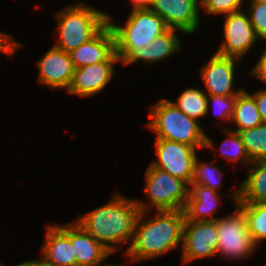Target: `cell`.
<instances>
[{
    "label": "cell",
    "instance_id": "6da1fadb",
    "mask_svg": "<svg viewBox=\"0 0 266 266\" xmlns=\"http://www.w3.org/2000/svg\"><path fill=\"white\" fill-rule=\"evenodd\" d=\"M140 213L136 200L117 193L109 203L81 215L75 222L113 253L118 245L132 242Z\"/></svg>",
    "mask_w": 266,
    "mask_h": 266
},
{
    "label": "cell",
    "instance_id": "7a4b0ae2",
    "mask_svg": "<svg viewBox=\"0 0 266 266\" xmlns=\"http://www.w3.org/2000/svg\"><path fill=\"white\" fill-rule=\"evenodd\" d=\"M149 220L142 211L135 224V232L125 255L133 261L148 260L167 254L182 242L185 220L183 210H160Z\"/></svg>",
    "mask_w": 266,
    "mask_h": 266
},
{
    "label": "cell",
    "instance_id": "3957f363",
    "mask_svg": "<svg viewBox=\"0 0 266 266\" xmlns=\"http://www.w3.org/2000/svg\"><path fill=\"white\" fill-rule=\"evenodd\" d=\"M148 124L153 132H156L155 139H164L187 144L194 148H211L212 140L200 127V123L188 117L170 100L161 99L157 104L152 105Z\"/></svg>",
    "mask_w": 266,
    "mask_h": 266
},
{
    "label": "cell",
    "instance_id": "277c9868",
    "mask_svg": "<svg viewBox=\"0 0 266 266\" xmlns=\"http://www.w3.org/2000/svg\"><path fill=\"white\" fill-rule=\"evenodd\" d=\"M57 14V37L54 47L70 53L95 37L107 24L109 14L82 2L70 5Z\"/></svg>",
    "mask_w": 266,
    "mask_h": 266
},
{
    "label": "cell",
    "instance_id": "5b68a950",
    "mask_svg": "<svg viewBox=\"0 0 266 266\" xmlns=\"http://www.w3.org/2000/svg\"><path fill=\"white\" fill-rule=\"evenodd\" d=\"M108 24L115 35L116 55L123 61L133 50L146 47L168 27L164 20L150 9L132 10L125 26L113 23L108 16Z\"/></svg>",
    "mask_w": 266,
    "mask_h": 266
},
{
    "label": "cell",
    "instance_id": "8992f818",
    "mask_svg": "<svg viewBox=\"0 0 266 266\" xmlns=\"http://www.w3.org/2000/svg\"><path fill=\"white\" fill-rule=\"evenodd\" d=\"M145 193L148 196V203L138 201L140 211H149V206H155L156 211L160 210H183L188 201V183L169 173L154 168L151 164L146 171ZM151 204V205H150ZM149 205V206H148Z\"/></svg>",
    "mask_w": 266,
    "mask_h": 266
},
{
    "label": "cell",
    "instance_id": "52a82bcc",
    "mask_svg": "<svg viewBox=\"0 0 266 266\" xmlns=\"http://www.w3.org/2000/svg\"><path fill=\"white\" fill-rule=\"evenodd\" d=\"M235 205L233 214L217 219V254L236 260L248 257L258 246L249 234L244 211Z\"/></svg>",
    "mask_w": 266,
    "mask_h": 266
},
{
    "label": "cell",
    "instance_id": "ba28073f",
    "mask_svg": "<svg viewBox=\"0 0 266 266\" xmlns=\"http://www.w3.org/2000/svg\"><path fill=\"white\" fill-rule=\"evenodd\" d=\"M157 160L151 165L188 184L193 178L196 148L176 141L155 139Z\"/></svg>",
    "mask_w": 266,
    "mask_h": 266
},
{
    "label": "cell",
    "instance_id": "9c48e42d",
    "mask_svg": "<svg viewBox=\"0 0 266 266\" xmlns=\"http://www.w3.org/2000/svg\"><path fill=\"white\" fill-rule=\"evenodd\" d=\"M217 220H184L182 231V249L184 264L198 259L217 255Z\"/></svg>",
    "mask_w": 266,
    "mask_h": 266
},
{
    "label": "cell",
    "instance_id": "30bf717a",
    "mask_svg": "<svg viewBox=\"0 0 266 266\" xmlns=\"http://www.w3.org/2000/svg\"><path fill=\"white\" fill-rule=\"evenodd\" d=\"M246 14L240 10L225 15V39L216 51L217 54L241 59L258 40L249 15Z\"/></svg>",
    "mask_w": 266,
    "mask_h": 266
},
{
    "label": "cell",
    "instance_id": "8fae6325",
    "mask_svg": "<svg viewBox=\"0 0 266 266\" xmlns=\"http://www.w3.org/2000/svg\"><path fill=\"white\" fill-rule=\"evenodd\" d=\"M200 0H153L150 10L159 15L168 28L192 34L199 26Z\"/></svg>",
    "mask_w": 266,
    "mask_h": 266
},
{
    "label": "cell",
    "instance_id": "7c38bea8",
    "mask_svg": "<svg viewBox=\"0 0 266 266\" xmlns=\"http://www.w3.org/2000/svg\"><path fill=\"white\" fill-rule=\"evenodd\" d=\"M240 59L222 56L215 52L200 69V77L206 87L207 95L237 96L243 89L233 91L235 62Z\"/></svg>",
    "mask_w": 266,
    "mask_h": 266
},
{
    "label": "cell",
    "instance_id": "4fadbf2b",
    "mask_svg": "<svg viewBox=\"0 0 266 266\" xmlns=\"http://www.w3.org/2000/svg\"><path fill=\"white\" fill-rule=\"evenodd\" d=\"M74 68L98 62H119L116 55L115 35L107 24L95 37L69 53Z\"/></svg>",
    "mask_w": 266,
    "mask_h": 266
},
{
    "label": "cell",
    "instance_id": "5bb4252c",
    "mask_svg": "<svg viewBox=\"0 0 266 266\" xmlns=\"http://www.w3.org/2000/svg\"><path fill=\"white\" fill-rule=\"evenodd\" d=\"M37 63L40 83L68 90L75 70L69 53L53 46Z\"/></svg>",
    "mask_w": 266,
    "mask_h": 266
},
{
    "label": "cell",
    "instance_id": "9a60e30c",
    "mask_svg": "<svg viewBox=\"0 0 266 266\" xmlns=\"http://www.w3.org/2000/svg\"><path fill=\"white\" fill-rule=\"evenodd\" d=\"M117 62H98L74 70L68 92L79 96H92L101 92L114 76Z\"/></svg>",
    "mask_w": 266,
    "mask_h": 266
},
{
    "label": "cell",
    "instance_id": "2e32d148",
    "mask_svg": "<svg viewBox=\"0 0 266 266\" xmlns=\"http://www.w3.org/2000/svg\"><path fill=\"white\" fill-rule=\"evenodd\" d=\"M41 250L49 266H76V256L70 241V223L62 226L48 225Z\"/></svg>",
    "mask_w": 266,
    "mask_h": 266
},
{
    "label": "cell",
    "instance_id": "e0dca14e",
    "mask_svg": "<svg viewBox=\"0 0 266 266\" xmlns=\"http://www.w3.org/2000/svg\"><path fill=\"white\" fill-rule=\"evenodd\" d=\"M70 241L76 266H99L111 252L86 232L78 223H70Z\"/></svg>",
    "mask_w": 266,
    "mask_h": 266
},
{
    "label": "cell",
    "instance_id": "ac0fdd59",
    "mask_svg": "<svg viewBox=\"0 0 266 266\" xmlns=\"http://www.w3.org/2000/svg\"><path fill=\"white\" fill-rule=\"evenodd\" d=\"M176 29L168 28L146 47L133 50L123 61V64H135L138 61L146 64L156 63L180 51L181 40L176 35Z\"/></svg>",
    "mask_w": 266,
    "mask_h": 266
},
{
    "label": "cell",
    "instance_id": "d6986e66",
    "mask_svg": "<svg viewBox=\"0 0 266 266\" xmlns=\"http://www.w3.org/2000/svg\"><path fill=\"white\" fill-rule=\"evenodd\" d=\"M188 191V201L184 209L185 220L192 221H214L213 212L218 209L221 195L211 188L190 183ZM209 216V217H208Z\"/></svg>",
    "mask_w": 266,
    "mask_h": 266
},
{
    "label": "cell",
    "instance_id": "ffe728a7",
    "mask_svg": "<svg viewBox=\"0 0 266 266\" xmlns=\"http://www.w3.org/2000/svg\"><path fill=\"white\" fill-rule=\"evenodd\" d=\"M245 181H243L232 197L236 203L266 202V159L250 164Z\"/></svg>",
    "mask_w": 266,
    "mask_h": 266
},
{
    "label": "cell",
    "instance_id": "44dd1931",
    "mask_svg": "<svg viewBox=\"0 0 266 266\" xmlns=\"http://www.w3.org/2000/svg\"><path fill=\"white\" fill-rule=\"evenodd\" d=\"M232 122L237 126V129L232 130L235 132L262 124L254 97L244 89L236 96Z\"/></svg>",
    "mask_w": 266,
    "mask_h": 266
},
{
    "label": "cell",
    "instance_id": "7402d4cb",
    "mask_svg": "<svg viewBox=\"0 0 266 266\" xmlns=\"http://www.w3.org/2000/svg\"><path fill=\"white\" fill-rule=\"evenodd\" d=\"M208 95L198 88H187L179 95L177 103L172 102L188 117L198 119L208 115Z\"/></svg>",
    "mask_w": 266,
    "mask_h": 266
},
{
    "label": "cell",
    "instance_id": "603a6c76",
    "mask_svg": "<svg viewBox=\"0 0 266 266\" xmlns=\"http://www.w3.org/2000/svg\"><path fill=\"white\" fill-rule=\"evenodd\" d=\"M236 204L244 211L249 234L258 246L266 239V202Z\"/></svg>",
    "mask_w": 266,
    "mask_h": 266
},
{
    "label": "cell",
    "instance_id": "cb8c5ba5",
    "mask_svg": "<svg viewBox=\"0 0 266 266\" xmlns=\"http://www.w3.org/2000/svg\"><path fill=\"white\" fill-rule=\"evenodd\" d=\"M251 162L266 159V124L238 132Z\"/></svg>",
    "mask_w": 266,
    "mask_h": 266
},
{
    "label": "cell",
    "instance_id": "d4e9b609",
    "mask_svg": "<svg viewBox=\"0 0 266 266\" xmlns=\"http://www.w3.org/2000/svg\"><path fill=\"white\" fill-rule=\"evenodd\" d=\"M216 164H209L207 162H198L195 160L193 178L191 183L211 188L216 191L221 188V180L224 173L217 169Z\"/></svg>",
    "mask_w": 266,
    "mask_h": 266
},
{
    "label": "cell",
    "instance_id": "484cf974",
    "mask_svg": "<svg viewBox=\"0 0 266 266\" xmlns=\"http://www.w3.org/2000/svg\"><path fill=\"white\" fill-rule=\"evenodd\" d=\"M225 132L230 136L226 138L220 145L221 156L227 161H240L251 164V160L246 152L245 146L242 143L241 136L238 132L226 130ZM228 145V146H226ZM242 159V160H241Z\"/></svg>",
    "mask_w": 266,
    "mask_h": 266
},
{
    "label": "cell",
    "instance_id": "4316f807",
    "mask_svg": "<svg viewBox=\"0 0 266 266\" xmlns=\"http://www.w3.org/2000/svg\"><path fill=\"white\" fill-rule=\"evenodd\" d=\"M248 15L257 37L266 41V3L252 1Z\"/></svg>",
    "mask_w": 266,
    "mask_h": 266
},
{
    "label": "cell",
    "instance_id": "83f0119b",
    "mask_svg": "<svg viewBox=\"0 0 266 266\" xmlns=\"http://www.w3.org/2000/svg\"><path fill=\"white\" fill-rule=\"evenodd\" d=\"M201 7L207 14H230L242 10L243 0H200Z\"/></svg>",
    "mask_w": 266,
    "mask_h": 266
},
{
    "label": "cell",
    "instance_id": "f1b7e54d",
    "mask_svg": "<svg viewBox=\"0 0 266 266\" xmlns=\"http://www.w3.org/2000/svg\"><path fill=\"white\" fill-rule=\"evenodd\" d=\"M208 112L209 113V103L212 101L213 109L215 110V115L218 117L231 122L233 117L234 107L236 96H217V95H208ZM211 100V101H210ZM213 110V111H214Z\"/></svg>",
    "mask_w": 266,
    "mask_h": 266
},
{
    "label": "cell",
    "instance_id": "f546056e",
    "mask_svg": "<svg viewBox=\"0 0 266 266\" xmlns=\"http://www.w3.org/2000/svg\"><path fill=\"white\" fill-rule=\"evenodd\" d=\"M250 75L257 77L259 80L266 83V47L258 62L255 64L254 69L250 72Z\"/></svg>",
    "mask_w": 266,
    "mask_h": 266
},
{
    "label": "cell",
    "instance_id": "4dcf8cb0",
    "mask_svg": "<svg viewBox=\"0 0 266 266\" xmlns=\"http://www.w3.org/2000/svg\"><path fill=\"white\" fill-rule=\"evenodd\" d=\"M251 95L256 101L262 123L266 124V89H262Z\"/></svg>",
    "mask_w": 266,
    "mask_h": 266
},
{
    "label": "cell",
    "instance_id": "1f68e13d",
    "mask_svg": "<svg viewBox=\"0 0 266 266\" xmlns=\"http://www.w3.org/2000/svg\"><path fill=\"white\" fill-rule=\"evenodd\" d=\"M20 46L15 40L12 39V36L9 34H4L0 31V49H10V54H14L17 48Z\"/></svg>",
    "mask_w": 266,
    "mask_h": 266
},
{
    "label": "cell",
    "instance_id": "d6a6232c",
    "mask_svg": "<svg viewBox=\"0 0 266 266\" xmlns=\"http://www.w3.org/2000/svg\"><path fill=\"white\" fill-rule=\"evenodd\" d=\"M133 4L132 10L150 9L153 0H131Z\"/></svg>",
    "mask_w": 266,
    "mask_h": 266
},
{
    "label": "cell",
    "instance_id": "836d02e7",
    "mask_svg": "<svg viewBox=\"0 0 266 266\" xmlns=\"http://www.w3.org/2000/svg\"><path fill=\"white\" fill-rule=\"evenodd\" d=\"M0 266H3V264L0 262ZM16 266H49L43 258L33 260V261H26L21 264H18Z\"/></svg>",
    "mask_w": 266,
    "mask_h": 266
},
{
    "label": "cell",
    "instance_id": "e575fe53",
    "mask_svg": "<svg viewBox=\"0 0 266 266\" xmlns=\"http://www.w3.org/2000/svg\"><path fill=\"white\" fill-rule=\"evenodd\" d=\"M0 52L4 54H10V49H0Z\"/></svg>",
    "mask_w": 266,
    "mask_h": 266
},
{
    "label": "cell",
    "instance_id": "d590c367",
    "mask_svg": "<svg viewBox=\"0 0 266 266\" xmlns=\"http://www.w3.org/2000/svg\"><path fill=\"white\" fill-rule=\"evenodd\" d=\"M102 266H122V265H113V264H111V265L108 264V265H107V264H106V265H102ZM123 266H124V265H123Z\"/></svg>",
    "mask_w": 266,
    "mask_h": 266
},
{
    "label": "cell",
    "instance_id": "8d00e7d4",
    "mask_svg": "<svg viewBox=\"0 0 266 266\" xmlns=\"http://www.w3.org/2000/svg\"><path fill=\"white\" fill-rule=\"evenodd\" d=\"M252 1L265 2L266 3V0H252Z\"/></svg>",
    "mask_w": 266,
    "mask_h": 266
}]
</instances>
